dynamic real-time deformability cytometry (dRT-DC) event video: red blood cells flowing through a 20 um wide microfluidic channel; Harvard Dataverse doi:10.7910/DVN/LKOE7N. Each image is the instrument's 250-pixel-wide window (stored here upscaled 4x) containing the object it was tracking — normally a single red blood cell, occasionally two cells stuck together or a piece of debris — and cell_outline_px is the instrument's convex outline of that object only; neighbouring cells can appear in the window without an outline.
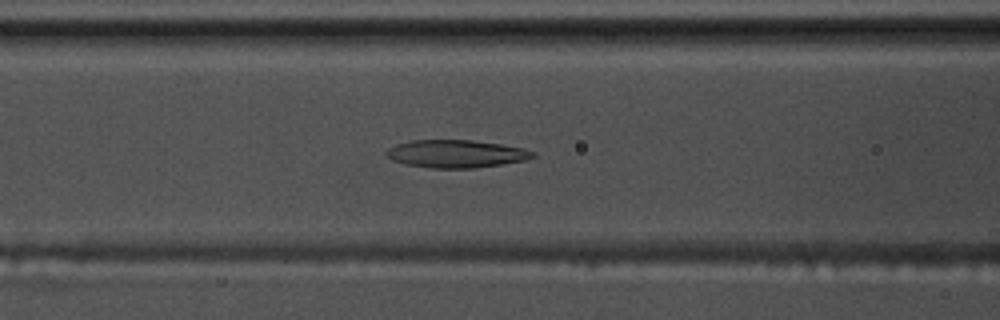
{"species": "common noctule bat (a hibernating species)", "species_latin": "Nyctalus noctula", "temperature_condition": "warm", "stored_images_in_passage": 35, "camera_frame_rate_fps": 3000, "um_per_image_px": 0.085, "animal": {"sex": "male", "body_mass_g": 17.5, "forearm_length_mm": 52.3}, "frame": {"image": 1, "passage_image": 3, "time_ms": 0.667, "image_size_px": [1000, 320], "cell_outline_px": [[536, 156], [524, 160], [476, 168], [432, 168], [404, 164], [392, 160], [384, 152], [388, 148], [396, 144], [412, 140], [472, 140], [500, 144], [524, 148], [536, 152]], "centroid_in_image_um": [38.76, 13.07], "position_along_channel_um": 127.8, "area_um2": 23.7}}
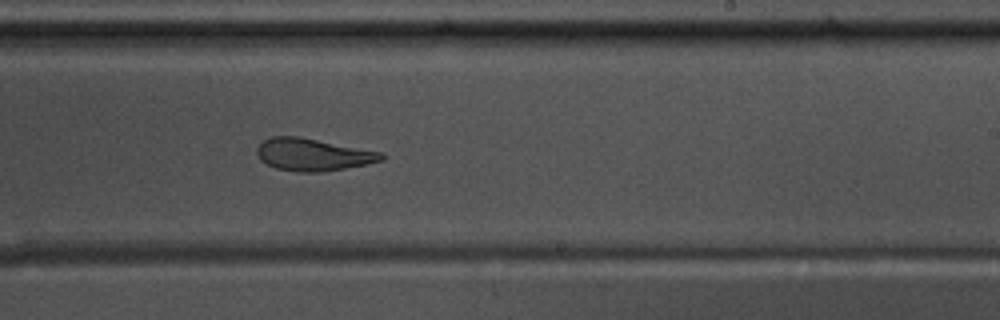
{"frame": {"image": 2, "passage_image": 14, "time_ms": 4.333, "image_size_px": [1000, 320], "cell_outline_px": [[384, 160], [344, 168], [320, 172], [296, 172], [276, 168], [260, 160], [256, 152], [256, 148], [264, 140], [272, 136], [300, 136], [384, 152]], "centroid_in_image_um": [26.6, 13.13], "position_along_channel_um": 262.4, "area_um2": 23.52}}
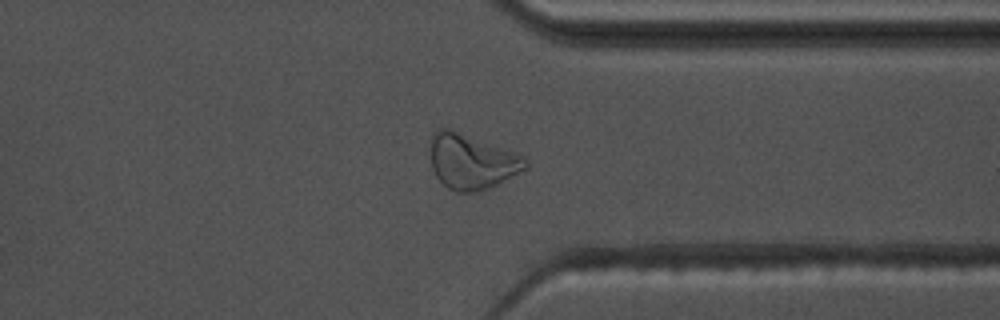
{"frame": {"image": 3, "passage_image": 23, "time_ms": 7.333, "image_size_px": [1000, 320], "cell_outline_px": [[528, 168], [480, 192], [456, 192], [448, 188], [436, 176], [432, 168], [432, 136], [440, 128], [452, 128], [524, 156], [528, 164]], "centroid_in_image_um": [40.11, 13.73], "position_along_channel_um": 371.3, "area_um2": 30.23}, "authors_computed_cell_mechanics": {"area_um2": 23.987, "velocity_mm_per_s": 3.6803, "shape_relaxation_time_tau1_ms": null, "shape_relaxation_time_tau2_ms": 2.771, "deformation_change_tau1": null, "deformation_change_tau2": 0.099}}